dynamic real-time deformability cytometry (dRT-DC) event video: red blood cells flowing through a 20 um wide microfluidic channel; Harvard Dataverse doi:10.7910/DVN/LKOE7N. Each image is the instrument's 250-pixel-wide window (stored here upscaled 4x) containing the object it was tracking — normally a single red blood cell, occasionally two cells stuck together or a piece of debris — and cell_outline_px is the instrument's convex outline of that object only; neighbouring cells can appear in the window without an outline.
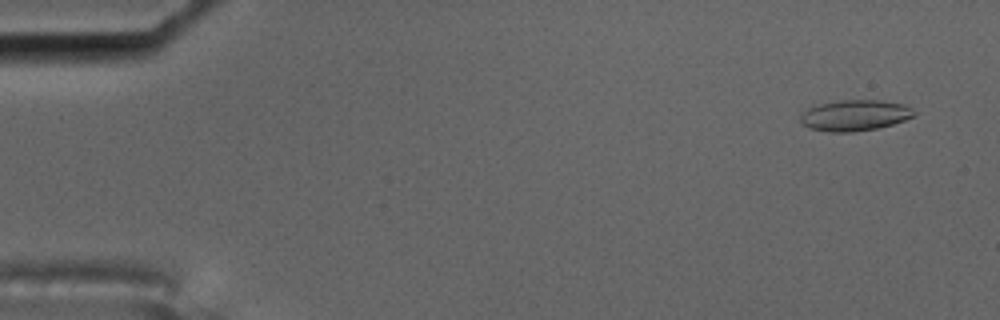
{"species": "common noctule bat (a hibernating species)", "species_latin": "Nyctalus noctula", "temperature_condition": "cold", "stored_images_in_passage": 4, "camera_frame_rate_fps": 3000, "um_per_image_px": 0.085, "animal": {"sex": "male", "body_mass_g": 17.5, "forearm_length_mm": 52.3}, "frame": {"image": 1, "passage_image": 1, "time_ms": 0.0, "image_size_px": [1000, 320], "cell_outline_px": [[916, 112], [912, 116], [904, 120], [892, 124], [876, 128], [852, 132], [828, 132], [812, 128], [804, 124], [800, 120], [800, 116], [808, 108], [820, 104], [840, 100], [880, 100], [904, 104], [912, 108]], "centroid_in_image_um": [72.68, 9.8], "position_along_channel_um": 12.3, "area_um2": 20.23}}